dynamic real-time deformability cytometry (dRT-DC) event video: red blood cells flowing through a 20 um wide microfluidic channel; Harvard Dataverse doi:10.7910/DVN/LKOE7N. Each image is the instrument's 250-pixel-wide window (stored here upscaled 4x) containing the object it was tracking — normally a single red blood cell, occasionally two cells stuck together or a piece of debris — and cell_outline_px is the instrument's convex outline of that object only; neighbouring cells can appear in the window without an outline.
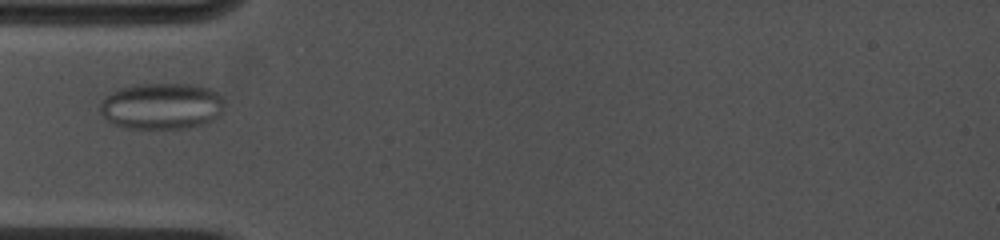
{"species": "common noctule bat (a hibernating species)", "species_latin": "Nyctalus noctula", "temperature_condition": "cold", "stored_images_in_passage": 10, "camera_frame_rate_fps": 4500, "um_per_image_px": 0.085, "animal": {"sex": "female", "body_mass_g": 19.0, "forearm_length_mm": 53.3}, "frame": {"image": 1, "passage_image": 6, "time_ms": 1.778, "image_size_px": [1000, 240], "cell_outline_px": [[224, 108], [212, 120], [200, 124], [184, 128], [124, 128], [108, 120], [100, 112], [100, 104], [104, 96], [116, 88], [132, 84], [192, 84], [208, 88], [220, 92], [224, 96]], "centroid_in_image_um": [13.73, 8.99], "position_along_channel_um": 71.3, "area_um2": 33.87}}
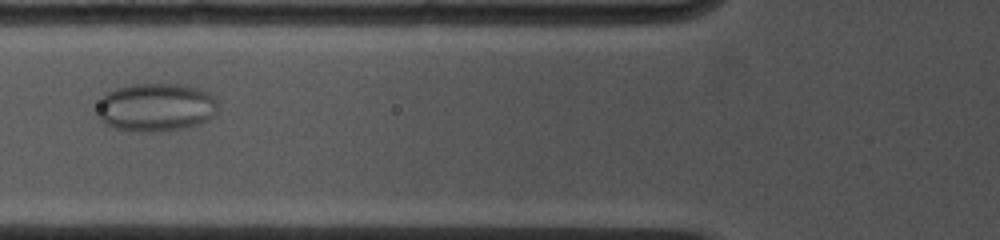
{"frame": {"image": 2, "passage_image": 9, "time_ms": 2.889, "image_size_px": [1000, 240], "cell_outline_px": [[216, 112], [208, 120], [184, 128], [152, 132], [136, 132], [116, 128], [104, 124], [96, 116], [96, 112], [100, 100], [108, 92], [116, 88], [136, 84], [184, 84], [208, 92], [216, 100]], "centroid_in_image_um": [13.22, 9.13], "position_along_channel_um": 112.6, "area_um2": 33.99}}